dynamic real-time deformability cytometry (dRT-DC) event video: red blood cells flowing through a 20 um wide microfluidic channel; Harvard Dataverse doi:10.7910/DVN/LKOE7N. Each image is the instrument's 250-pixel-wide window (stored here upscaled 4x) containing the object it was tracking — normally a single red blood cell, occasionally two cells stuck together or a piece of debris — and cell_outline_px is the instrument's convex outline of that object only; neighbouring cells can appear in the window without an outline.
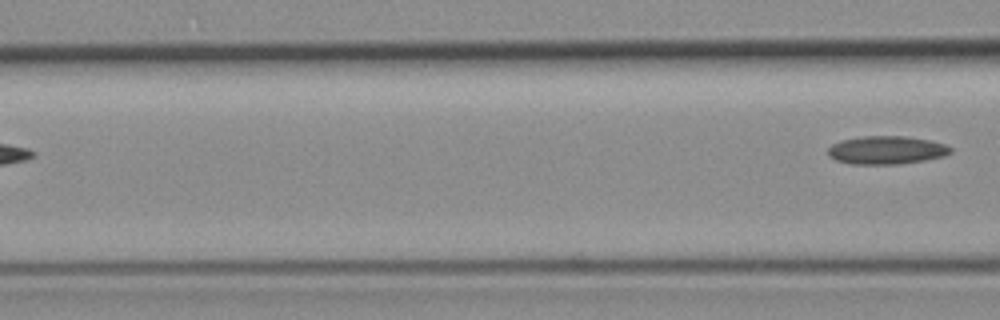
{"species": "common noctule bat (a hibernating species)", "species_latin": "Nyctalus noctula", "temperature_condition": "room temperature", "stored_images_in_passage": 6, "camera_frame_rate_fps": 3000, "um_per_image_px": 0.085, "animal": {"sex": "female", "body_mass_g": 19.3, "forearm_length_mm": 54.1}, "frame": {"image": 1, "passage_image": 6, "time_ms": 5.667, "image_size_px": [1000, 320], "cell_outline_px": [[952, 152], [944, 156], [924, 160], [900, 164], [848, 164], [836, 160], [828, 156], [828, 148], [832, 144], [840, 140], [864, 136], [904, 136], [928, 140], [944, 144], [952, 148]], "centroid_in_image_um": [75.32, 12.76], "position_along_channel_um": 91.3, "area_um2": 20.17}}